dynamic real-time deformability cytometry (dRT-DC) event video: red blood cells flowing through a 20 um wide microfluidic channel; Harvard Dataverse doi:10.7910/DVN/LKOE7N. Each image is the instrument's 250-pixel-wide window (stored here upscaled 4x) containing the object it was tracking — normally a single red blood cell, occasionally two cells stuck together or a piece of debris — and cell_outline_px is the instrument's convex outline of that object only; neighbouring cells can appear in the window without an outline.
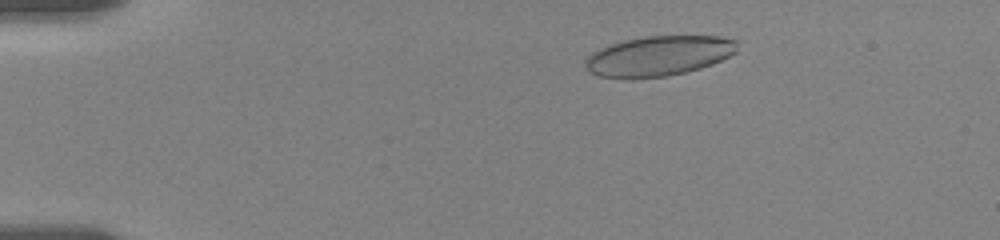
{"species": "human", "species_latin": "Homo sapiens", "temperature_condition": "room temperature", "stored_images_in_passage": 37, "camera_frame_rate_fps": 3000, "um_per_image_px": 0.085, "donor": {"sex": "female"}, "frame": {"image": 1, "passage_image": 9, "time_ms": 2.333, "image_size_px": [1000, 240], "cell_outline_px": [[740, 40], [736, 52], [712, 64], [700, 68], [668, 76], [628, 80], [600, 76], [592, 72], [584, 64], [584, 60], [592, 52], [600, 48], [624, 40], [644, 36], [720, 36]], "centroid_in_image_um": [56.0, 4.76], "position_along_channel_um": 29.0, "area_um2": 35.78}}
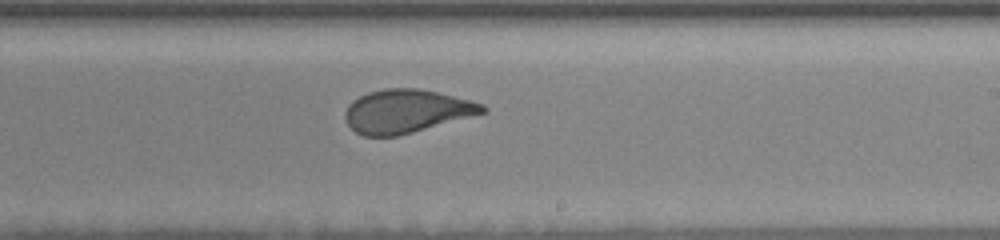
{"frame": {"image": 2, "passage_image": 25, "time_ms": 10.667, "image_size_px": [1000, 240], "cell_outline_px": [[488, 112], [412, 132], [396, 136], [364, 136], [356, 132], [344, 120], [344, 112], [348, 104], [360, 96], [368, 92], [384, 88], [416, 88], [436, 92], [484, 104], [488, 108]], "centroid_in_image_um": [34.52, 9.45], "position_along_channel_um": 254.5, "area_um2": 34.56}}
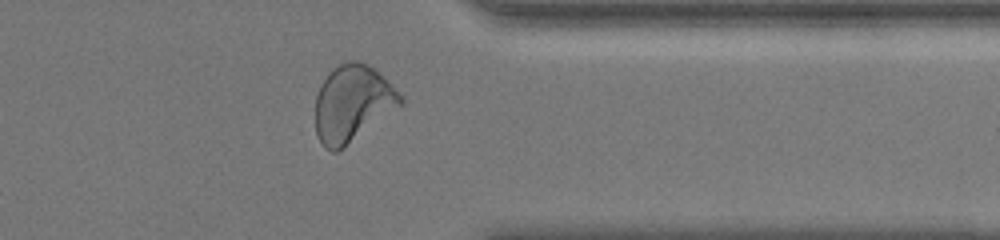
{"frame": {"image": 3, "passage_image": 31, "time_ms": 14.333, "image_size_px": [1000, 240], "cell_outline_px": [[404, 104], [344, 148], [336, 152], [332, 152], [324, 148], [316, 132], [316, 96], [320, 84], [328, 72], [332, 68], [348, 60], [360, 60], [372, 68], [404, 96]], "centroid_in_image_um": [29.96, 8.8], "position_along_channel_um": 381.4, "area_um2": 38.21}, "authors_computed_cell_mechanics": {"area_um2": 36.2984, "velocity_mm_per_s": 3.5662, "shape_relaxation_time_tau1_ms": 7.2535, "shape_relaxation_time_tau2_ms": 0.7863, "deformation_change_tau1": 0.176, "deformation_change_tau2": 0.0583}}